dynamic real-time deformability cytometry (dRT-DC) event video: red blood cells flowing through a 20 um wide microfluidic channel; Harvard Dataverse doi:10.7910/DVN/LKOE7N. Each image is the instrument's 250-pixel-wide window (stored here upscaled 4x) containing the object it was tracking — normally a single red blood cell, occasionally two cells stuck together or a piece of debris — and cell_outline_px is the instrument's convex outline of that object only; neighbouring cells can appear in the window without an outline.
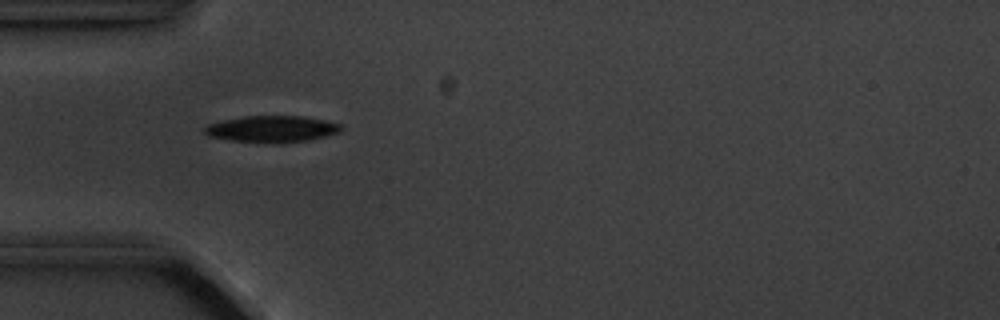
{"species": "common noctule bat (a hibernating species)", "species_latin": "Nyctalus noctula", "temperature_condition": "cold", "stored_images_in_passage": 15, "camera_frame_rate_fps": 3000, "um_per_image_px": 0.085, "animal": {"sex": "male", "body_mass_g": 20.1, "forearm_length_mm": 53.5}, "frame": {"image": 1, "passage_image": 5, "time_ms": 5.333, "image_size_px": [1000, 320], "cell_outline_px": [[344, 128], [340, 132], [308, 140], [232, 140], [208, 136], [204, 132], [204, 128], [208, 124], [224, 120], [244, 116], [304, 116], [324, 120], [340, 124]], "centroid_in_image_um": [23.12, 10.91], "position_along_channel_um": 61.9, "area_um2": 20.0}}
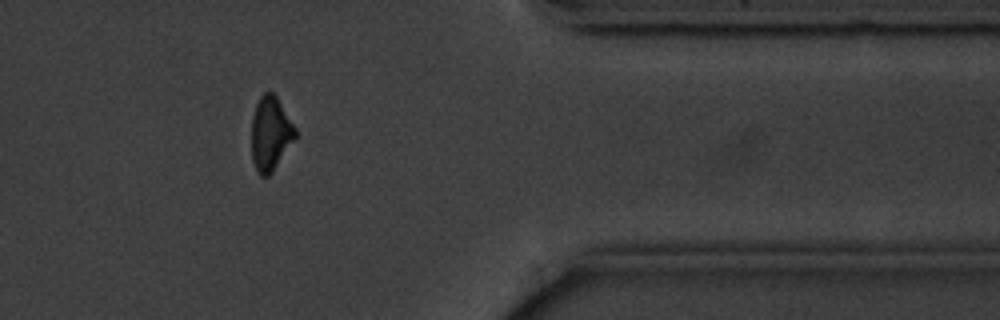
{"frame": {"image": 2, "passage_image": 13, "time_ms": 15.0, "image_size_px": [1000, 320], "cell_outline_px": [[296, 136], [272, 172], [268, 176], [260, 176], [256, 172], [252, 160], [252, 116], [256, 104], [260, 96], [264, 92], [272, 92], [276, 96], [296, 128]], "centroid_in_image_um": [22.97, 11.36], "position_along_channel_um": 388.4, "area_um2": 18.73}}
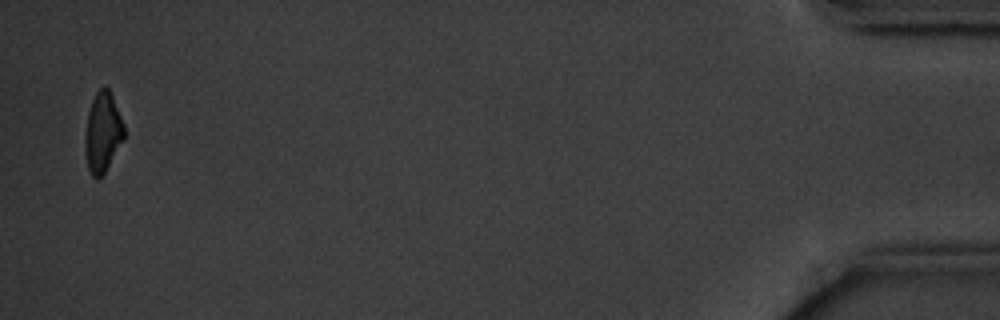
{"frame": {"image": 3, "passage_image": 15, "time_ms": 18.0, "image_size_px": [1000, 320], "cell_outline_px": [[124, 140], [104, 172], [96, 180], [92, 176], [88, 168], [84, 152], [84, 136], [88, 112], [92, 100], [96, 92], [104, 84], [108, 88], [112, 96], [124, 124]], "centroid_in_image_um": [8.71, 11.24], "position_along_channel_um": 426.5, "area_um2": 18.26}, "authors_computed_cell_mechanics": {"area_um2": 19.941, "velocity_mm_per_s": 3.5897, "shape_relaxation_time_tau1_ms": 1.9716, "shape_relaxation_time_tau2_ms": null, "deformation_change_tau1": 0.0926, "deformation_change_tau2": null}}